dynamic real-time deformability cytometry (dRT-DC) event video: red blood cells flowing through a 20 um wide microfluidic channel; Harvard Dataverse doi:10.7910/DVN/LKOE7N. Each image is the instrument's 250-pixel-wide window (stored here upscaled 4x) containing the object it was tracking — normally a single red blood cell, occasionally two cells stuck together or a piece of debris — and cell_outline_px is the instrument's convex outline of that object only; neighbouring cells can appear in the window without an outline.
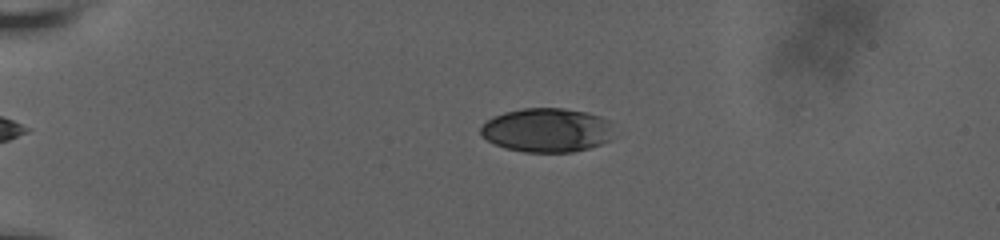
{"species": "human", "species_latin": "Homo sapiens", "temperature_condition": "room temperature", "stored_images_in_passage": 13, "camera_frame_rate_fps": 3000, "um_per_image_px": 0.085, "donor": {"sex": "male"}, "frame": {"image": 1, "passage_image": 2, "time_ms": 0.667, "image_size_px": [1000, 240], "cell_outline_px": [[616, 136], [600, 144], [588, 148], [572, 152], [524, 152], [504, 148], [480, 136], [480, 128], [492, 116], [504, 112], [520, 108], [564, 108], [588, 112], [600, 116], [608, 120]], "centroid_in_image_um": [46.49, 11.05], "position_along_channel_um": 38.5, "area_um2": 34.51}}
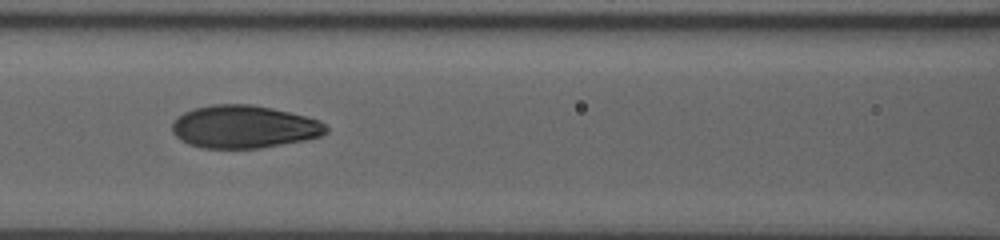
{"frame": {"image": 2, "passage_image": 10, "time_ms": 5.333, "image_size_px": [1000, 240], "cell_outline_px": [[328, 132], [320, 136], [304, 140], [260, 148], [200, 148], [188, 144], [180, 140], [172, 132], [172, 124], [184, 112], [196, 108], [212, 104], [252, 104], [272, 108], [320, 120], [328, 128]], "centroid_in_image_um": [20.73, 10.78], "position_along_channel_um": 145.9, "area_um2": 38.26}}
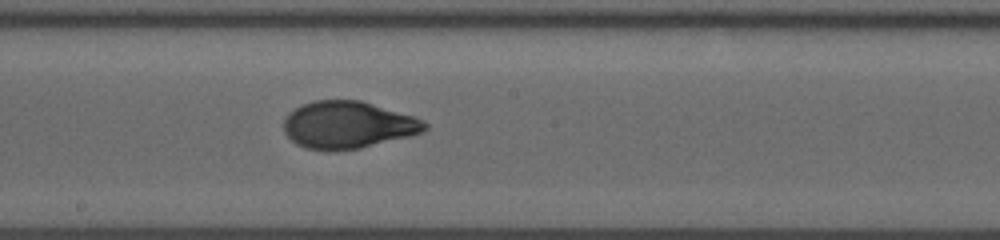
{"frame": {"image": 3, "passage_image": 13, "time_ms": 7.333, "image_size_px": [1000, 240], "cell_outline_px": [[428, 128], [424, 132], [360, 148], [332, 152], [328, 152], [308, 148], [296, 144], [284, 132], [284, 120], [288, 112], [300, 104], [312, 100], [360, 100], [412, 116], [424, 120], [428, 124]], "centroid_in_image_um": [29.53, 10.62], "position_along_channel_um": 218.7, "area_um2": 38.96}}